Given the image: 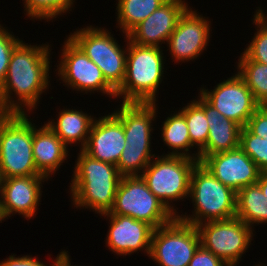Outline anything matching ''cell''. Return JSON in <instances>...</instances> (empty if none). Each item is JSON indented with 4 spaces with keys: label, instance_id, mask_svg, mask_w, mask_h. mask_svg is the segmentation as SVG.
Returning a JSON list of instances; mask_svg holds the SVG:
<instances>
[{
    "label": "cell",
    "instance_id": "6da1fadb",
    "mask_svg": "<svg viewBox=\"0 0 267 266\" xmlns=\"http://www.w3.org/2000/svg\"><path fill=\"white\" fill-rule=\"evenodd\" d=\"M46 43L31 45L22 40L12 52L6 78L0 86V100L8 113L31 116L39 107L41 95L49 91L52 45Z\"/></svg>",
    "mask_w": 267,
    "mask_h": 266
},
{
    "label": "cell",
    "instance_id": "7a4b0ae2",
    "mask_svg": "<svg viewBox=\"0 0 267 266\" xmlns=\"http://www.w3.org/2000/svg\"><path fill=\"white\" fill-rule=\"evenodd\" d=\"M69 185L71 207L98 215L110 212L122 178L117 166L93 159L79 150Z\"/></svg>",
    "mask_w": 267,
    "mask_h": 266
},
{
    "label": "cell",
    "instance_id": "3957f363",
    "mask_svg": "<svg viewBox=\"0 0 267 266\" xmlns=\"http://www.w3.org/2000/svg\"><path fill=\"white\" fill-rule=\"evenodd\" d=\"M163 51L158 47L137 45L128 38L126 73L123 83L116 90L117 101H121L122 97L121 102H158L159 87L167 79Z\"/></svg>",
    "mask_w": 267,
    "mask_h": 266
},
{
    "label": "cell",
    "instance_id": "277c9868",
    "mask_svg": "<svg viewBox=\"0 0 267 266\" xmlns=\"http://www.w3.org/2000/svg\"><path fill=\"white\" fill-rule=\"evenodd\" d=\"M236 197L235 191L216 179L198 162L191 173L188 197L194 208L191 215L185 212L176 217L194 226L230 219L236 217Z\"/></svg>",
    "mask_w": 267,
    "mask_h": 266
},
{
    "label": "cell",
    "instance_id": "5b68a950",
    "mask_svg": "<svg viewBox=\"0 0 267 266\" xmlns=\"http://www.w3.org/2000/svg\"><path fill=\"white\" fill-rule=\"evenodd\" d=\"M32 119L29 114L8 113L0 121V170L3 178L41 175L32 153Z\"/></svg>",
    "mask_w": 267,
    "mask_h": 266
},
{
    "label": "cell",
    "instance_id": "8992f818",
    "mask_svg": "<svg viewBox=\"0 0 267 266\" xmlns=\"http://www.w3.org/2000/svg\"><path fill=\"white\" fill-rule=\"evenodd\" d=\"M87 25L76 28L68 37L101 69L106 81L117 90L125 78L128 35L121 33L126 42L122 46L111 34L112 30Z\"/></svg>",
    "mask_w": 267,
    "mask_h": 266
},
{
    "label": "cell",
    "instance_id": "52a82bcc",
    "mask_svg": "<svg viewBox=\"0 0 267 266\" xmlns=\"http://www.w3.org/2000/svg\"><path fill=\"white\" fill-rule=\"evenodd\" d=\"M198 162L188 157L158 154L140 176L148 189L177 216L180 210L175 202L188 200L191 173Z\"/></svg>",
    "mask_w": 267,
    "mask_h": 266
},
{
    "label": "cell",
    "instance_id": "ba28073f",
    "mask_svg": "<svg viewBox=\"0 0 267 266\" xmlns=\"http://www.w3.org/2000/svg\"><path fill=\"white\" fill-rule=\"evenodd\" d=\"M147 222L155 229L170 223L176 215L149 189L140 175L122 176L110 212Z\"/></svg>",
    "mask_w": 267,
    "mask_h": 266
},
{
    "label": "cell",
    "instance_id": "9c48e42d",
    "mask_svg": "<svg viewBox=\"0 0 267 266\" xmlns=\"http://www.w3.org/2000/svg\"><path fill=\"white\" fill-rule=\"evenodd\" d=\"M60 61L57 68H53L58 76L57 80L62 81L65 88L90 95H106L112 100H116V90L106 81L101 69L91 61L86 54L68 37L62 44ZM59 77V79H58ZM65 83V84H64ZM99 92V93H98Z\"/></svg>",
    "mask_w": 267,
    "mask_h": 266
},
{
    "label": "cell",
    "instance_id": "30bf717a",
    "mask_svg": "<svg viewBox=\"0 0 267 266\" xmlns=\"http://www.w3.org/2000/svg\"><path fill=\"white\" fill-rule=\"evenodd\" d=\"M196 228L200 236V245L228 266H239L256 234L255 230L237 217L205 222Z\"/></svg>",
    "mask_w": 267,
    "mask_h": 266
},
{
    "label": "cell",
    "instance_id": "8fae6325",
    "mask_svg": "<svg viewBox=\"0 0 267 266\" xmlns=\"http://www.w3.org/2000/svg\"><path fill=\"white\" fill-rule=\"evenodd\" d=\"M199 246L196 226L175 217L154 229L149 259L157 266H188Z\"/></svg>",
    "mask_w": 267,
    "mask_h": 266
},
{
    "label": "cell",
    "instance_id": "7c38bea8",
    "mask_svg": "<svg viewBox=\"0 0 267 266\" xmlns=\"http://www.w3.org/2000/svg\"><path fill=\"white\" fill-rule=\"evenodd\" d=\"M209 17L189 7L180 17L175 30L166 43L172 63L195 61L201 57L210 42L212 28Z\"/></svg>",
    "mask_w": 267,
    "mask_h": 266
},
{
    "label": "cell",
    "instance_id": "4fadbf2b",
    "mask_svg": "<svg viewBox=\"0 0 267 266\" xmlns=\"http://www.w3.org/2000/svg\"><path fill=\"white\" fill-rule=\"evenodd\" d=\"M200 87L199 94L227 119L236 122L242 128L254 114L260 104L244 80L235 72L231 77L220 80L214 89Z\"/></svg>",
    "mask_w": 267,
    "mask_h": 266
},
{
    "label": "cell",
    "instance_id": "5bb4252c",
    "mask_svg": "<svg viewBox=\"0 0 267 266\" xmlns=\"http://www.w3.org/2000/svg\"><path fill=\"white\" fill-rule=\"evenodd\" d=\"M108 221L105 247L115 256H131L142 252L149 257L154 227L147 222L136 220L130 216L118 214H102Z\"/></svg>",
    "mask_w": 267,
    "mask_h": 266
},
{
    "label": "cell",
    "instance_id": "9a60e30c",
    "mask_svg": "<svg viewBox=\"0 0 267 266\" xmlns=\"http://www.w3.org/2000/svg\"><path fill=\"white\" fill-rule=\"evenodd\" d=\"M47 181L51 180L43 175L3 178L0 208L4 220L16 214L27 221L35 217L42 201V188Z\"/></svg>",
    "mask_w": 267,
    "mask_h": 266
},
{
    "label": "cell",
    "instance_id": "2e32d148",
    "mask_svg": "<svg viewBox=\"0 0 267 266\" xmlns=\"http://www.w3.org/2000/svg\"><path fill=\"white\" fill-rule=\"evenodd\" d=\"M200 163L236 193L256 184L261 174L255 162L240 147L206 156Z\"/></svg>",
    "mask_w": 267,
    "mask_h": 266
},
{
    "label": "cell",
    "instance_id": "e0dca14e",
    "mask_svg": "<svg viewBox=\"0 0 267 266\" xmlns=\"http://www.w3.org/2000/svg\"><path fill=\"white\" fill-rule=\"evenodd\" d=\"M158 108V103L122 102L112 111L123 124L124 150L152 151L153 124L160 117Z\"/></svg>",
    "mask_w": 267,
    "mask_h": 266
},
{
    "label": "cell",
    "instance_id": "ac0fdd59",
    "mask_svg": "<svg viewBox=\"0 0 267 266\" xmlns=\"http://www.w3.org/2000/svg\"><path fill=\"white\" fill-rule=\"evenodd\" d=\"M186 0H167L127 35L131 42L149 47L165 48L183 13L189 8Z\"/></svg>",
    "mask_w": 267,
    "mask_h": 266
},
{
    "label": "cell",
    "instance_id": "d6986e66",
    "mask_svg": "<svg viewBox=\"0 0 267 266\" xmlns=\"http://www.w3.org/2000/svg\"><path fill=\"white\" fill-rule=\"evenodd\" d=\"M126 145L121 120L109 112L94 120L83 151L93 159L117 166Z\"/></svg>",
    "mask_w": 267,
    "mask_h": 266
},
{
    "label": "cell",
    "instance_id": "ffe728a7",
    "mask_svg": "<svg viewBox=\"0 0 267 266\" xmlns=\"http://www.w3.org/2000/svg\"><path fill=\"white\" fill-rule=\"evenodd\" d=\"M196 97L193 100L205 111L209 125L207 143L199 151L198 161L201 162L206 156L240 147V132L242 127L219 113L199 93Z\"/></svg>",
    "mask_w": 267,
    "mask_h": 266
},
{
    "label": "cell",
    "instance_id": "44dd1931",
    "mask_svg": "<svg viewBox=\"0 0 267 266\" xmlns=\"http://www.w3.org/2000/svg\"><path fill=\"white\" fill-rule=\"evenodd\" d=\"M69 151L45 122L41 127L33 122L32 153L36 169L41 175L52 180V175L55 176L61 165L68 162Z\"/></svg>",
    "mask_w": 267,
    "mask_h": 266
},
{
    "label": "cell",
    "instance_id": "7402d4cb",
    "mask_svg": "<svg viewBox=\"0 0 267 266\" xmlns=\"http://www.w3.org/2000/svg\"><path fill=\"white\" fill-rule=\"evenodd\" d=\"M57 113L55 119L48 118L49 120L45 123L68 148L71 146L72 149V145L73 147L75 145L79 147V150H83L96 116L89 115L82 109L75 107L71 109L67 106Z\"/></svg>",
    "mask_w": 267,
    "mask_h": 266
},
{
    "label": "cell",
    "instance_id": "603a6c76",
    "mask_svg": "<svg viewBox=\"0 0 267 266\" xmlns=\"http://www.w3.org/2000/svg\"><path fill=\"white\" fill-rule=\"evenodd\" d=\"M171 114L162 122L161 141L170 149L164 156H183L191 159H199V151L193 150L188 127L184 115L178 110L170 111ZM173 112V113H172ZM193 153H192V151ZM171 151V152H170Z\"/></svg>",
    "mask_w": 267,
    "mask_h": 266
},
{
    "label": "cell",
    "instance_id": "cb8c5ba5",
    "mask_svg": "<svg viewBox=\"0 0 267 266\" xmlns=\"http://www.w3.org/2000/svg\"><path fill=\"white\" fill-rule=\"evenodd\" d=\"M236 217L253 230L254 226L267 223V200L257 183L237 192Z\"/></svg>",
    "mask_w": 267,
    "mask_h": 266
},
{
    "label": "cell",
    "instance_id": "d4e9b609",
    "mask_svg": "<svg viewBox=\"0 0 267 266\" xmlns=\"http://www.w3.org/2000/svg\"><path fill=\"white\" fill-rule=\"evenodd\" d=\"M167 0H116V28L128 34Z\"/></svg>",
    "mask_w": 267,
    "mask_h": 266
},
{
    "label": "cell",
    "instance_id": "484cf974",
    "mask_svg": "<svg viewBox=\"0 0 267 266\" xmlns=\"http://www.w3.org/2000/svg\"><path fill=\"white\" fill-rule=\"evenodd\" d=\"M235 70L244 80L254 99L264 105L267 102V64L250 60L243 52L238 56Z\"/></svg>",
    "mask_w": 267,
    "mask_h": 266
},
{
    "label": "cell",
    "instance_id": "4316f807",
    "mask_svg": "<svg viewBox=\"0 0 267 266\" xmlns=\"http://www.w3.org/2000/svg\"><path fill=\"white\" fill-rule=\"evenodd\" d=\"M24 14L30 20L53 22L59 16L67 14L74 9L75 0H22Z\"/></svg>",
    "mask_w": 267,
    "mask_h": 266
},
{
    "label": "cell",
    "instance_id": "83f0119b",
    "mask_svg": "<svg viewBox=\"0 0 267 266\" xmlns=\"http://www.w3.org/2000/svg\"><path fill=\"white\" fill-rule=\"evenodd\" d=\"M179 111L184 115L191 144L200 151L207 143L209 125L205 111L192 99Z\"/></svg>",
    "mask_w": 267,
    "mask_h": 266
},
{
    "label": "cell",
    "instance_id": "f1b7e54d",
    "mask_svg": "<svg viewBox=\"0 0 267 266\" xmlns=\"http://www.w3.org/2000/svg\"><path fill=\"white\" fill-rule=\"evenodd\" d=\"M251 19L256 32L251 36V41L243 49V53L253 61L267 64V16H262L256 12Z\"/></svg>",
    "mask_w": 267,
    "mask_h": 266
},
{
    "label": "cell",
    "instance_id": "f546056e",
    "mask_svg": "<svg viewBox=\"0 0 267 266\" xmlns=\"http://www.w3.org/2000/svg\"><path fill=\"white\" fill-rule=\"evenodd\" d=\"M240 148L255 162L261 172H267L266 138H260L243 127L240 132Z\"/></svg>",
    "mask_w": 267,
    "mask_h": 266
},
{
    "label": "cell",
    "instance_id": "4dcf8cb0",
    "mask_svg": "<svg viewBox=\"0 0 267 266\" xmlns=\"http://www.w3.org/2000/svg\"><path fill=\"white\" fill-rule=\"evenodd\" d=\"M156 156L153 151L123 150L117 164L118 172L122 176L141 175Z\"/></svg>",
    "mask_w": 267,
    "mask_h": 266
},
{
    "label": "cell",
    "instance_id": "1f68e13d",
    "mask_svg": "<svg viewBox=\"0 0 267 266\" xmlns=\"http://www.w3.org/2000/svg\"><path fill=\"white\" fill-rule=\"evenodd\" d=\"M21 41L22 39L0 24V86L6 78L12 52Z\"/></svg>",
    "mask_w": 267,
    "mask_h": 266
},
{
    "label": "cell",
    "instance_id": "d6a6232c",
    "mask_svg": "<svg viewBox=\"0 0 267 266\" xmlns=\"http://www.w3.org/2000/svg\"><path fill=\"white\" fill-rule=\"evenodd\" d=\"M252 134L267 139V108L260 105L245 126Z\"/></svg>",
    "mask_w": 267,
    "mask_h": 266
},
{
    "label": "cell",
    "instance_id": "836d02e7",
    "mask_svg": "<svg viewBox=\"0 0 267 266\" xmlns=\"http://www.w3.org/2000/svg\"><path fill=\"white\" fill-rule=\"evenodd\" d=\"M188 266H228L223 260L215 256L202 245L195 251Z\"/></svg>",
    "mask_w": 267,
    "mask_h": 266
},
{
    "label": "cell",
    "instance_id": "e575fe53",
    "mask_svg": "<svg viewBox=\"0 0 267 266\" xmlns=\"http://www.w3.org/2000/svg\"><path fill=\"white\" fill-rule=\"evenodd\" d=\"M16 254H11L10 256L6 257L0 261V266H53L54 261L51 260L53 263L47 264L41 260H39L38 256H32L30 254L27 255H20L18 257ZM22 256V257H21Z\"/></svg>",
    "mask_w": 267,
    "mask_h": 266
},
{
    "label": "cell",
    "instance_id": "d590c367",
    "mask_svg": "<svg viewBox=\"0 0 267 266\" xmlns=\"http://www.w3.org/2000/svg\"><path fill=\"white\" fill-rule=\"evenodd\" d=\"M70 252L67 250H62L57 254L56 258L54 260V264L56 266H78V265H73L71 262V257H70ZM72 264V265H71ZM83 266V265H79Z\"/></svg>",
    "mask_w": 267,
    "mask_h": 266
},
{
    "label": "cell",
    "instance_id": "8d00e7d4",
    "mask_svg": "<svg viewBox=\"0 0 267 266\" xmlns=\"http://www.w3.org/2000/svg\"><path fill=\"white\" fill-rule=\"evenodd\" d=\"M257 184L260 186L261 191L267 200V172H261Z\"/></svg>",
    "mask_w": 267,
    "mask_h": 266
},
{
    "label": "cell",
    "instance_id": "74e56055",
    "mask_svg": "<svg viewBox=\"0 0 267 266\" xmlns=\"http://www.w3.org/2000/svg\"><path fill=\"white\" fill-rule=\"evenodd\" d=\"M8 114V112L3 108L0 100V121Z\"/></svg>",
    "mask_w": 267,
    "mask_h": 266
},
{
    "label": "cell",
    "instance_id": "f35d334b",
    "mask_svg": "<svg viewBox=\"0 0 267 266\" xmlns=\"http://www.w3.org/2000/svg\"><path fill=\"white\" fill-rule=\"evenodd\" d=\"M261 7H262V6H260V7H256L257 10L255 9V12L258 13V14H260V15H262V16H267V14H266V13H267V10H265V11H266V12H265ZM260 8H261V9H260Z\"/></svg>",
    "mask_w": 267,
    "mask_h": 266
},
{
    "label": "cell",
    "instance_id": "ab89813d",
    "mask_svg": "<svg viewBox=\"0 0 267 266\" xmlns=\"http://www.w3.org/2000/svg\"><path fill=\"white\" fill-rule=\"evenodd\" d=\"M2 182H3V177H2V174H1V170H0V191H1V188H2Z\"/></svg>",
    "mask_w": 267,
    "mask_h": 266
},
{
    "label": "cell",
    "instance_id": "60d3db41",
    "mask_svg": "<svg viewBox=\"0 0 267 266\" xmlns=\"http://www.w3.org/2000/svg\"><path fill=\"white\" fill-rule=\"evenodd\" d=\"M2 221H5L3 216H2V213H1V208H0V223H2Z\"/></svg>",
    "mask_w": 267,
    "mask_h": 266
},
{
    "label": "cell",
    "instance_id": "b9f144b4",
    "mask_svg": "<svg viewBox=\"0 0 267 266\" xmlns=\"http://www.w3.org/2000/svg\"><path fill=\"white\" fill-rule=\"evenodd\" d=\"M253 266H262V262H259L257 264H254Z\"/></svg>",
    "mask_w": 267,
    "mask_h": 266
}]
</instances>
